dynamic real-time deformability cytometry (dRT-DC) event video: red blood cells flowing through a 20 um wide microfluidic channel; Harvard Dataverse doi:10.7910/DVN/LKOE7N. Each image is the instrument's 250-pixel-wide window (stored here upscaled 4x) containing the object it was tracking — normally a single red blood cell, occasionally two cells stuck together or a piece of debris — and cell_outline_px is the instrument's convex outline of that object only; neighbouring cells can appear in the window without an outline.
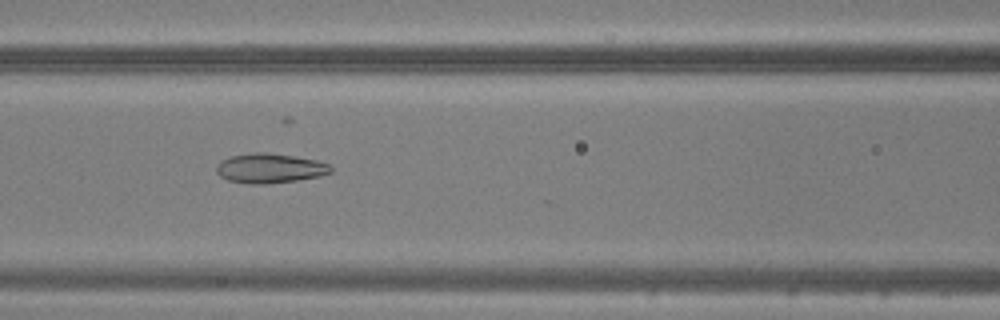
{"species": "common noctule bat (a hibernating species)", "species_latin": "Nyctalus noctula", "temperature_condition": "warm", "stored_images_in_passage": 49, "camera_frame_rate_fps": 3000, "um_per_image_px": 0.085, "animal": {"sex": "male", "body_mass_g": 20.5, "forearm_length_mm": 52.5}, "frame": {"image": 1, "passage_image": 22, "time_ms": 7.0, "image_size_px": [1000, 320], "cell_outline_px": [[332, 172], [320, 176], [296, 180], [264, 184], [252, 184], [228, 180], [220, 176], [216, 172], [216, 164], [220, 160], [228, 156], [252, 152], [264, 152], [296, 156], [316, 160], [328, 164], [332, 168]], "centroid_in_image_um": [22.9, 14.29], "position_along_channel_um": 143.7, "area_um2": 19.88}}
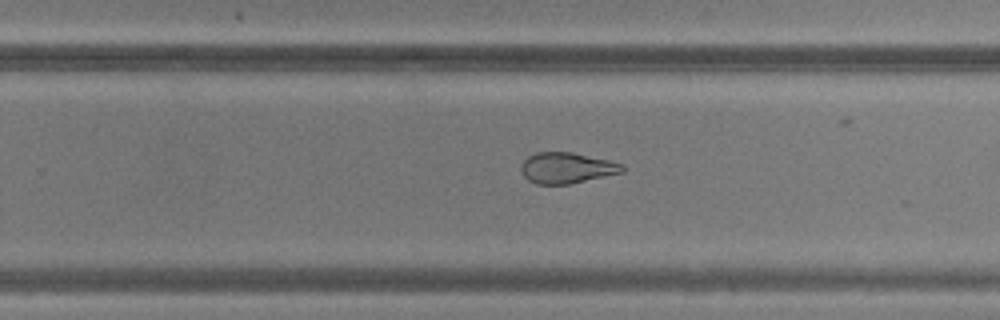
{"frame": {"image": 2, "passage_image": 32, "time_ms": 10.333, "image_size_px": [1000, 320], "cell_outline_px": [[624, 172], [568, 184], [536, 184], [528, 180], [524, 176], [520, 168], [520, 164], [528, 156], [536, 152], [572, 152], [608, 160], [624, 164]], "centroid_in_image_um": [48.15, 14.27], "position_along_channel_um": 281.6, "area_um2": 18.21}}
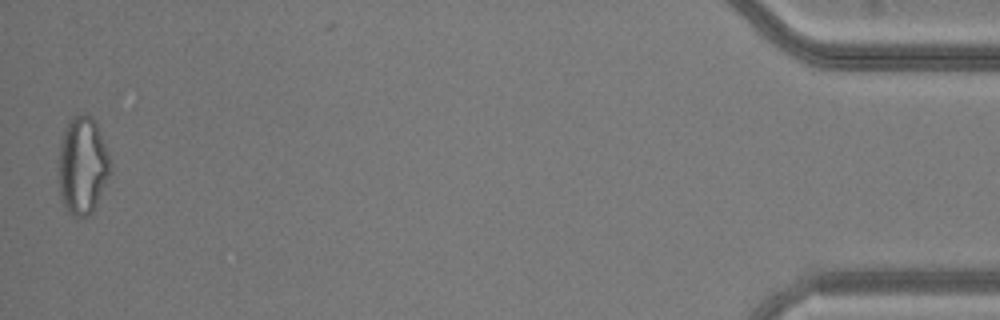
{"frame": {"image": 3, "passage_image": 49, "time_ms": 16.0, "image_size_px": [1000, 320], "cell_outline_px": [[112, 172], [92, 212], [88, 216], [76, 220], [68, 212], [60, 196], [60, 140], [64, 128], [68, 120], [72, 116], [84, 112], [92, 116], [96, 124], [112, 164]], "centroid_in_image_um": [7.03, 14.08], "position_along_channel_um": 428.2, "area_um2": 29.65}}